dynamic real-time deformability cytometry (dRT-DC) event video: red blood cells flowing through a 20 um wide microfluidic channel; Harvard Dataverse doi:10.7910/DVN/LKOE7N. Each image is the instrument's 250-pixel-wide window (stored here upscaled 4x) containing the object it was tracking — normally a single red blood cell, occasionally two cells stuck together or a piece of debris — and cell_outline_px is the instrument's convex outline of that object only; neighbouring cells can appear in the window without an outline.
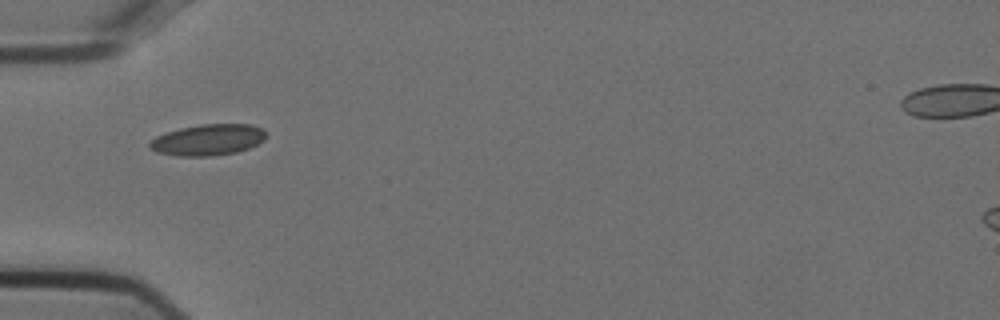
{"species": "Egyptian fruit bat (a non-hibernating species)", "species_latin": "Rousettus aegyptiacus", "temperature_condition": "cold", "stored_images_in_passage": 16, "camera_frame_rate_fps": 3000, "um_per_image_px": 0.085, "animal": {"sex": "female"}, "frame": {"image": 1, "passage_image": 1, "time_ms": 0.0, "image_size_px": [1000, 320], "cell_outline_px": [[264, 140], [248, 148], [236, 152], [212, 156], [176, 156], [156, 152], [148, 148], [148, 144], [156, 136], [180, 128], [200, 124], [252, 124], [260, 128], [264, 132]], "centroid_in_image_um": [17.63, 11.89], "position_along_channel_um": 67.4, "area_um2": 21.04}}
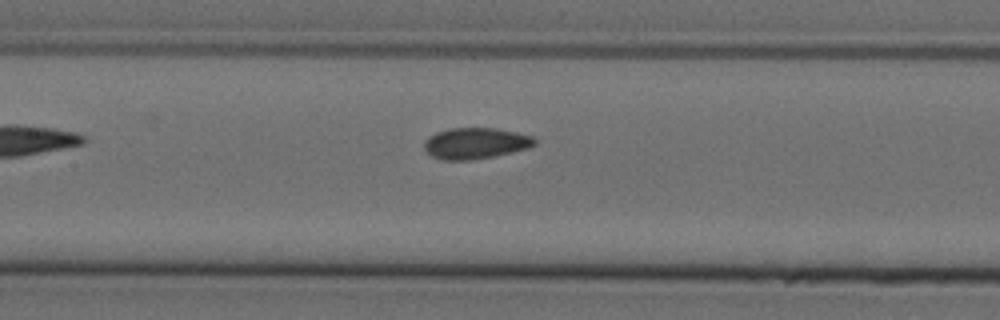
{"frame": {"image": 2, "passage_image": 9, "time_ms": 2.667, "image_size_px": [1000, 320], "cell_outline_px": [[536, 144], [528, 148], [512, 152], [472, 160], [440, 160], [432, 156], [424, 148], [424, 144], [428, 136], [436, 132], [448, 128], [496, 128], [516, 132], [532, 136], [536, 140]], "centroid_in_image_um": [40.4, 12.17], "position_along_channel_um": 167.0, "area_um2": 20.06}}
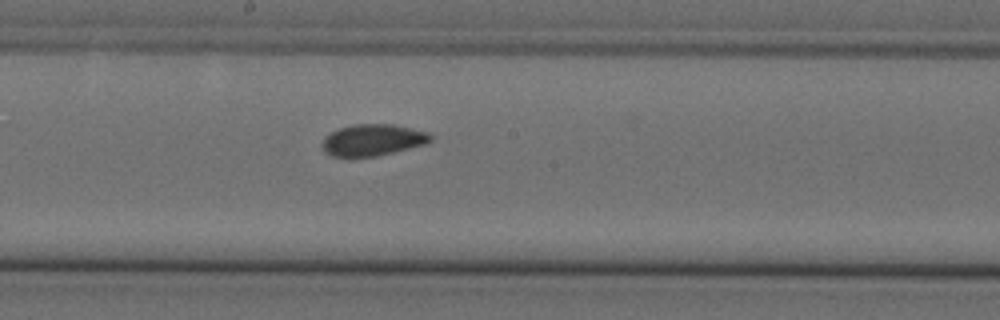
{"frame": {"image": 3, "passage_image": 13, "time_ms": 4.0, "image_size_px": [1000, 320], "cell_outline_px": [[432, 140], [424, 144], [376, 156], [352, 160], [332, 156], [324, 152], [320, 144], [324, 136], [340, 128], [352, 124], [392, 124], [428, 132], [432, 136]], "centroid_in_image_um": [31.59, 11.93], "position_along_channel_um": 216.6, "area_um2": 20.4}}